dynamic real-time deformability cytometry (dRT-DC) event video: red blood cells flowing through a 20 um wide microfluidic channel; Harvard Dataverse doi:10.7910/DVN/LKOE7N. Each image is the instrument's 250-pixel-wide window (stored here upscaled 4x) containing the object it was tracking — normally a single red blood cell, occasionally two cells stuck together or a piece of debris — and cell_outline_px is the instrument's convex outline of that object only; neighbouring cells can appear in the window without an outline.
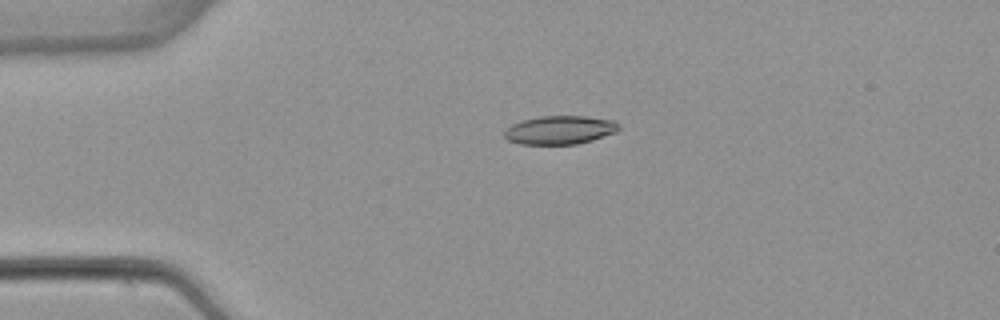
{"species": "common noctule bat (a hibernating species)", "species_latin": "Nyctalus noctula", "temperature_condition": "warm", "stored_images_in_passage": 3, "camera_frame_rate_fps": 3000, "um_per_image_px": 0.085, "animal": {"sex": "female", "body_mass_g": 22.7, "forearm_length_mm": 54.2}, "frame": {"image": 1, "passage_image": 3, "time_ms": 2.667, "image_size_px": [1000, 320], "cell_outline_px": [[620, 128], [616, 132], [592, 140], [576, 144], [520, 144], [508, 140], [504, 136], [504, 132], [512, 124], [524, 120], [540, 116], [588, 116], [616, 120], [620, 124]], "centroid_in_image_um": [47.64, 11.04], "position_along_channel_um": 37.4, "area_um2": 19.07}}